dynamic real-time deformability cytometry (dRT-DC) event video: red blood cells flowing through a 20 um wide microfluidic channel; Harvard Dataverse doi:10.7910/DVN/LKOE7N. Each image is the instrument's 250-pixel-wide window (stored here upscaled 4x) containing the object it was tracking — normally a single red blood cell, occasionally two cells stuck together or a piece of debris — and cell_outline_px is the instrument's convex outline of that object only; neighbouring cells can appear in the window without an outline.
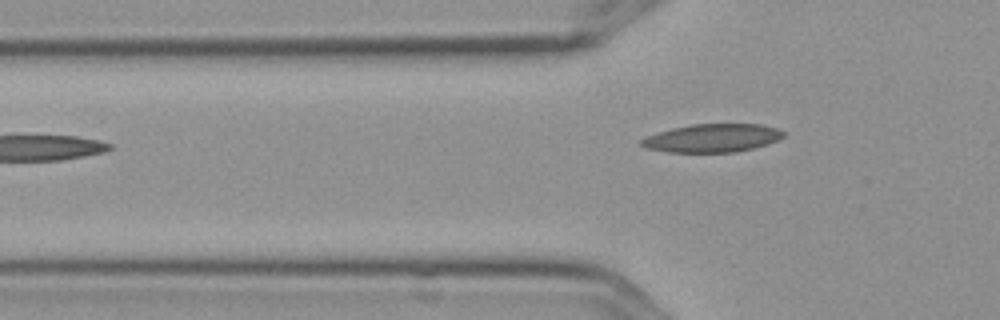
{"species": "Egyptian fruit bat (a non-hibernating species)", "species_latin": "Rousettus aegyptiacus", "temperature_condition": "cold", "stored_images_in_passage": 3, "camera_frame_rate_fps": 3000, "um_per_image_px": 0.085, "frame": {"image": 1, "passage_image": 3, "time_ms": 0.667, "image_size_px": [1000, 320], "cell_outline_px": [[784, 136], [768, 144], [736, 152], [668, 152], [644, 148], [640, 144], [640, 140], [648, 136], [672, 128], [692, 124], [760, 124], [780, 128], [784, 132]], "centroid_in_image_um": [60.56, 11.73], "position_along_channel_um": 65.2, "area_um2": 23.35}}